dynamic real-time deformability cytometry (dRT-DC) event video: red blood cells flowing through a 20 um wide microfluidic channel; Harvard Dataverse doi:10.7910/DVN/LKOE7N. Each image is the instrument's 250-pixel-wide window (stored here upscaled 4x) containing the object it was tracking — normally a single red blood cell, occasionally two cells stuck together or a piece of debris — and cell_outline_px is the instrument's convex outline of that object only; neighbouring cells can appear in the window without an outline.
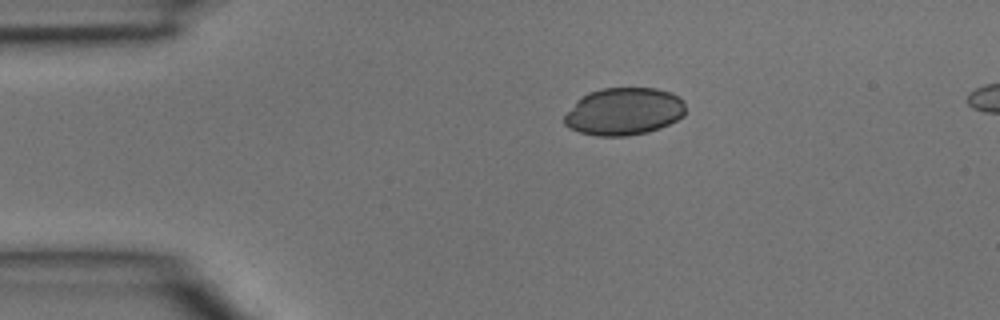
{"species": "common noctule bat (a hibernating species)", "species_latin": "Nyctalus noctula", "temperature_condition": "room temperature", "stored_images_in_passage": 3, "segment_of_instrument_passage": [1, 2], "camera_frame_rate_fps": 3000, "um_per_image_px": 0.085, "animal": {"sex": "male", "body_mass_g": 15.6}, "frame": {"image": 1, "passage_image": 1, "time_ms": 0.0, "image_size_px": [1000, 320], "cell_outline_px": [[684, 116], [660, 128], [648, 132], [628, 136], [596, 136], [580, 132], [568, 128], [564, 124], [564, 116], [576, 100], [580, 96], [588, 92], [600, 88], [656, 88], [672, 92], [680, 96], [684, 104]], "centroid_in_image_um": [53.02, 9.47], "position_along_channel_um": 32.0, "area_um2": 33.87}}